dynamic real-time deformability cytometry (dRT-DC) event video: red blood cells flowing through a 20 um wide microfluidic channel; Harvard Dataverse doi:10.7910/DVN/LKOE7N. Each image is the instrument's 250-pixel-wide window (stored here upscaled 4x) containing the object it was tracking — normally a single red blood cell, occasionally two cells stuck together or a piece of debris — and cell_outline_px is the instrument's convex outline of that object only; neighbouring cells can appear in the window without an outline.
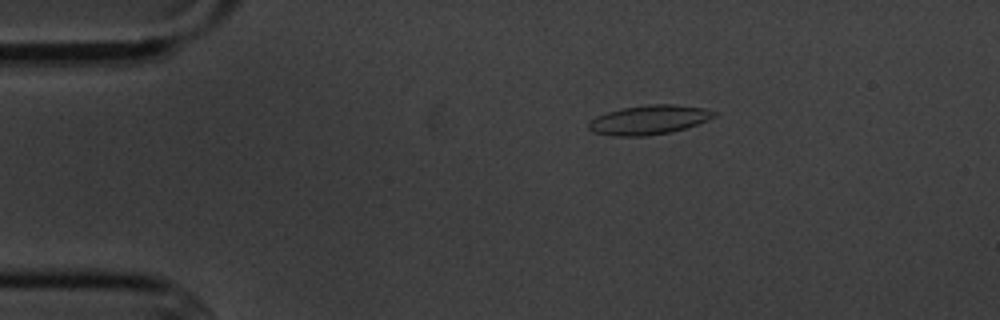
{"species": "common noctule bat (a hibernating species)", "species_latin": "Nyctalus noctula", "temperature_condition": "cold", "stored_images_in_passage": 4, "camera_frame_rate_fps": 3000, "um_per_image_px": 0.085, "animal": {"sex": "male", "body_mass_g": 20.1, "forearm_length_mm": 53.5}, "frame": {"image": 1, "passage_image": 3, "time_ms": 2.333, "image_size_px": [1000, 320], "cell_outline_px": [[716, 116], [708, 120], [684, 128], [668, 132], [644, 136], [616, 136], [592, 132], [588, 128], [588, 120], [596, 116], [608, 112], [624, 108], [648, 104], [676, 104], [704, 108], [716, 112]], "centroid_in_image_um": [55.14, 10.18], "position_along_channel_um": 29.9, "area_um2": 21.27}}